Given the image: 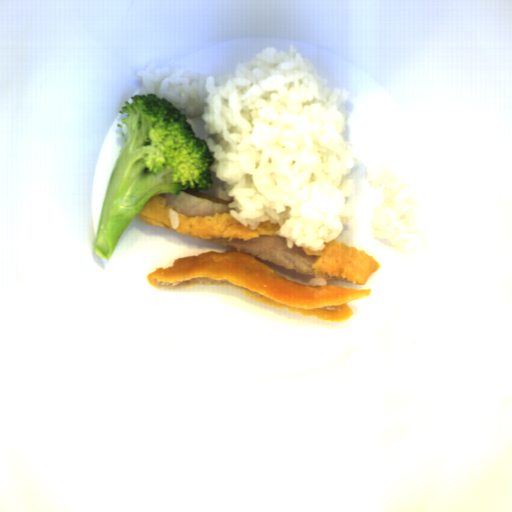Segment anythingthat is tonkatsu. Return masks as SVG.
Masks as SVG:
<instances>
[{"label":"tonkatsu","mask_w":512,"mask_h":512,"mask_svg":"<svg viewBox=\"0 0 512 512\" xmlns=\"http://www.w3.org/2000/svg\"><path fill=\"white\" fill-rule=\"evenodd\" d=\"M230 201L186 189L180 194L152 196L145 203L137 215L147 225L232 249L174 259L172 266L146 275L149 285L162 290L226 286L269 307L333 323L354 314L347 302L370 295L372 289L298 283L264 261L305 276L364 286L380 269L375 256L337 239L327 242L321 251L289 248L286 238L276 234L279 225L266 221L250 230L230 214Z\"/></svg>","instance_id":"d4beea91"}]
</instances>
